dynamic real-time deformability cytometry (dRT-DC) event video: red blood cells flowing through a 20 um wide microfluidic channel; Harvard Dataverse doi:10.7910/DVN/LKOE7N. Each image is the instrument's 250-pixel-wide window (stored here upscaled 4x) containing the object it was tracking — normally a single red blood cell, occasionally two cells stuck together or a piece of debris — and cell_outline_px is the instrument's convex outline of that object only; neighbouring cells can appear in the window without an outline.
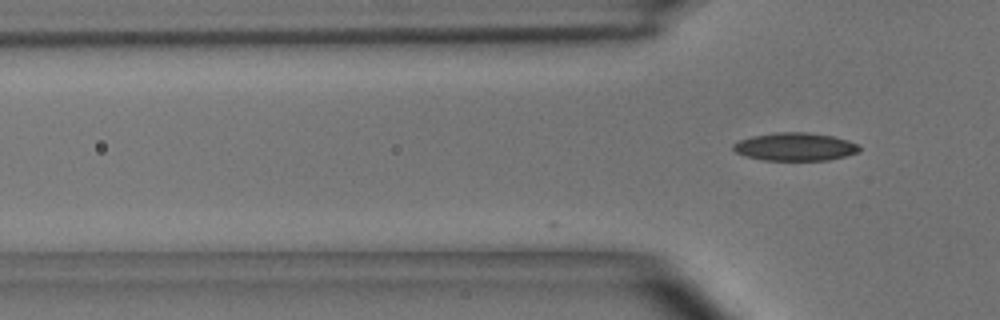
{"species": "common noctule bat (a hibernating species)", "species_latin": "Nyctalus noctula", "temperature_condition": "room temperature", "stored_images_in_passage": 3, "camera_frame_rate_fps": 3000, "um_per_image_px": 0.085, "animal": {"sex": "male", "body_mass_g": 15.6}, "frame": {"image": 1, "passage_image": 3, "time_ms": 0.667, "image_size_px": [1000, 320], "cell_outline_px": [[860, 152], [828, 160], [764, 160], [744, 156], [736, 152], [732, 148], [732, 144], [740, 140], [752, 136], [776, 132], [808, 132], [832, 136], [848, 140], [856, 144], [860, 148]], "centroid_in_image_um": [67.56, 12.47], "position_along_channel_um": 58.2, "area_um2": 20.58}}